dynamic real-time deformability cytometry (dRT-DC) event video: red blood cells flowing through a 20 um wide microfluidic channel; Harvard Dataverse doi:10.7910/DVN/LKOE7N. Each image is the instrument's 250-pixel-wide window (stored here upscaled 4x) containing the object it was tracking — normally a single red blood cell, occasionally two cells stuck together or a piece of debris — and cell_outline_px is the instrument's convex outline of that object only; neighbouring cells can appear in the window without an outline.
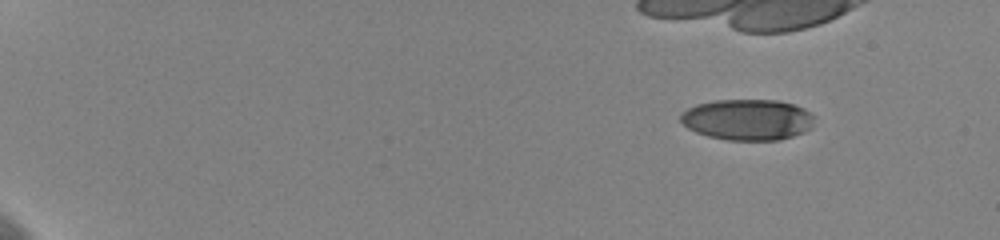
{"species": "human", "species_latin": "Homo sapiens", "temperature_condition": "cold", "stored_images_in_passage": 22, "camera_frame_rate_fps": 3000, "um_per_image_px": 0.085, "donor": {"sex": "female"}, "frame": {"image": 1, "passage_image": 1, "time_ms": 0.0, "image_size_px": [1000, 240], "cell_outline_px": [[816, 116], [812, 128], [804, 132], [780, 140], [728, 140], [708, 136], [696, 132], [688, 128], [680, 120], [680, 116], [688, 108], [696, 104], [716, 100], [776, 100], [792, 104], [804, 108]], "centroid_in_image_um": [63.58, 10.17], "position_along_channel_um": 21.4, "area_um2": 32.08}}